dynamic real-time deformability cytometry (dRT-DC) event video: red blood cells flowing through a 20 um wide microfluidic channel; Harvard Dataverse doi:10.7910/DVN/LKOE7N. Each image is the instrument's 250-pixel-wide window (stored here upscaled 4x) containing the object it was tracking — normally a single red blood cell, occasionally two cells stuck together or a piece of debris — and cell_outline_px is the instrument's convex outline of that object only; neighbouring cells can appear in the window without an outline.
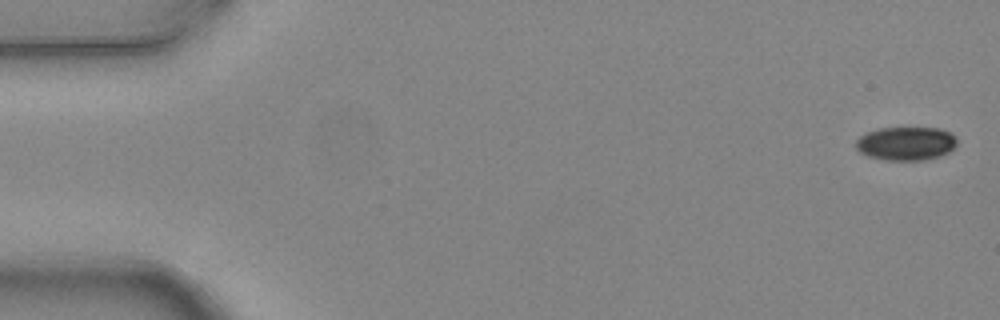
{"species": "common noctule bat (a hibernating species)", "species_latin": "Nyctalus noctula", "temperature_condition": "warm", "stored_images_in_passage": 6, "segment_of_instrument_passage": [1, 2], "camera_frame_rate_fps": 3000, "um_per_image_px": 0.085, "animal": {"sex": "female", "body_mass_g": 24.6, "forearm_length_mm": 56.2}, "frame": {"image": 1, "passage_image": 1, "time_ms": 0.0, "image_size_px": [1000, 320], "cell_outline_px": [[956, 144], [948, 152], [940, 156], [924, 160], [884, 160], [868, 156], [860, 152], [856, 148], [856, 140], [860, 136], [868, 132], [880, 128], [940, 128], [956, 136]], "centroid_in_image_um": [77.0, 12.2], "position_along_channel_um": 8.0, "area_um2": 19.71}}